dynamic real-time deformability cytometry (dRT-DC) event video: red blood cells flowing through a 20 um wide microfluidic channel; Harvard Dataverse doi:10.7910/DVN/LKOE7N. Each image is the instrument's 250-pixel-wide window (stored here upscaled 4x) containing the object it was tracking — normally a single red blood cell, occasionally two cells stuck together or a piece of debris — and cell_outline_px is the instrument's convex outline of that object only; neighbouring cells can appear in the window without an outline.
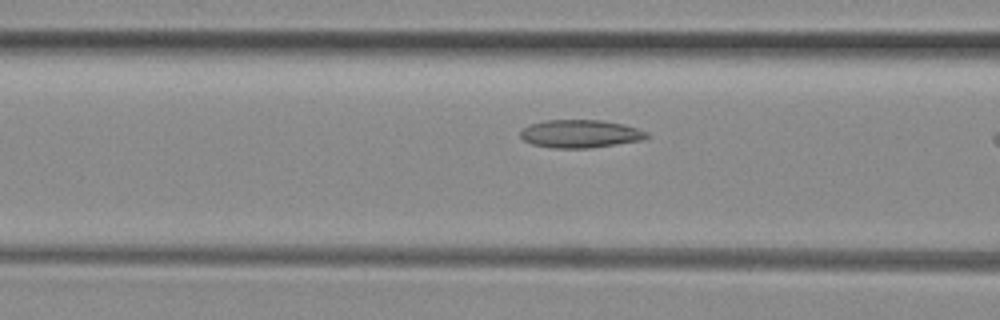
{"species": "common noctule bat (a hibernating species)", "species_latin": "Nyctalus noctula", "temperature_condition": "room temperature", "stored_images_in_passage": 13, "camera_frame_rate_fps": 3000, "um_per_image_px": 0.085, "animal": {"sex": "female", "body_mass_g": 29.2, "forearm_length_mm": 56.3}, "frame": {"image": 1, "passage_image": 11, "time_ms": 3.333, "image_size_px": [1000, 320], "cell_outline_px": [[648, 136], [644, 140], [592, 148], [552, 148], [532, 144], [524, 140], [520, 136], [520, 132], [524, 128], [532, 124], [544, 120], [600, 120], [624, 124], [648, 132]], "centroid_in_image_um": [49.35, 11.38], "position_along_channel_um": 117.3, "area_um2": 20.63}}